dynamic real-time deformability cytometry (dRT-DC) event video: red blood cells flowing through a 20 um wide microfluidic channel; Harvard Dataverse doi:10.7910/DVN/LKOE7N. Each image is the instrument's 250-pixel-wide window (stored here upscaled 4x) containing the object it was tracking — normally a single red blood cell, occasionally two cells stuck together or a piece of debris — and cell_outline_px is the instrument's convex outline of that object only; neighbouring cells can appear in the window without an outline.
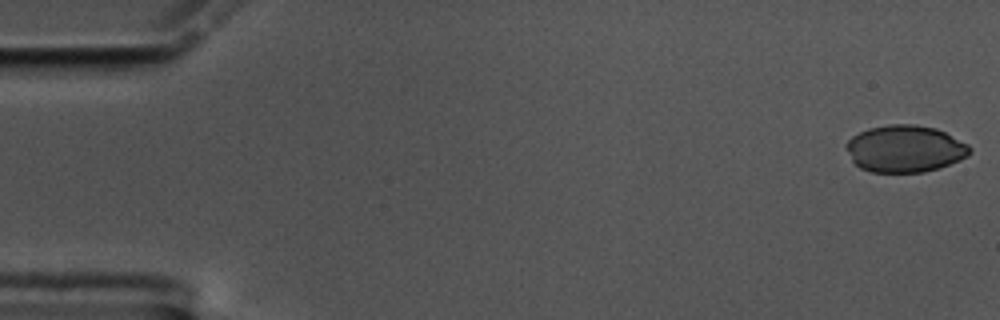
{"species": "common noctule bat (a hibernating species)", "species_latin": "Nyctalus noctula", "temperature_condition": "cold", "stored_images_in_passage": 56, "camera_frame_rate_fps": 3000, "um_per_image_px": 0.085, "animal": {"sex": "male", "body_mass_g": 17.5, "forearm_length_mm": 52.3}, "frame": {"image": 1, "passage_image": 1, "time_ms": 0.0, "image_size_px": [1000, 320], "cell_outline_px": [[972, 152], [968, 156], [960, 160], [924, 172], [872, 172], [860, 168], [852, 160], [844, 144], [852, 136], [868, 128], [892, 124], [916, 124], [936, 128], [968, 144], [972, 148]], "centroid_in_image_um": [76.92, 12.63], "position_along_channel_um": 8.1, "area_um2": 33.81}}
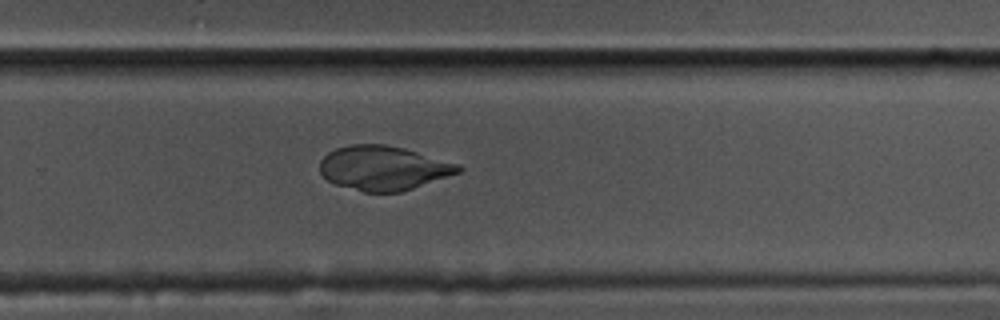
{"frame": {"image": 2, "passage_image": 37, "time_ms": 12.0, "image_size_px": [1000, 320], "cell_outline_px": [[464, 168], [460, 172], [400, 192], [364, 192], [336, 184], [328, 180], [320, 172], [320, 160], [328, 152], [336, 148], [348, 144], [384, 144], [404, 148], [460, 164]], "centroid_in_image_um": [32.58, 14.27], "position_along_channel_um": 297.2, "area_um2": 35.66}}